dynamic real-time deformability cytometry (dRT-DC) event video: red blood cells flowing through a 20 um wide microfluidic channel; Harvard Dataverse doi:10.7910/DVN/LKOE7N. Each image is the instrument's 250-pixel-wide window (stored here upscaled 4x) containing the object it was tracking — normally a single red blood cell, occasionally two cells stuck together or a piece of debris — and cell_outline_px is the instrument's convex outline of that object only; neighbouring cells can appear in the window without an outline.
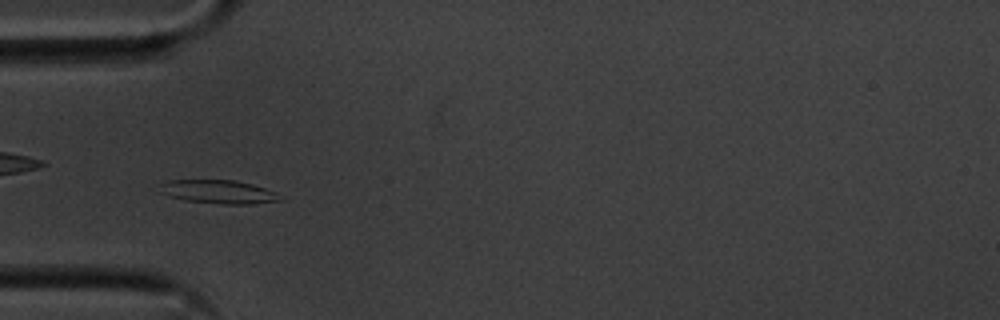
{"species": "common noctule bat (a hibernating species)", "species_latin": "Nyctalus noctula", "temperature_condition": "cold", "stored_images_in_passage": 52, "camera_frame_rate_fps": 3000, "um_per_image_px": 0.085, "animal": {"sex": "male", "body_mass_g": 20.1, "forearm_length_mm": 53.5}, "frame": {"image": 1, "passage_image": 13, "time_ms": 4.0, "image_size_px": [1000, 320], "cell_outline_px": [[284, 200], [252, 204], [220, 204], [184, 200], [160, 192], [156, 184], [168, 180], [236, 180], [252, 184], [276, 192]], "centroid_in_image_um": [18.55, 16.3], "position_along_channel_um": 66.5, "area_um2": 16.65}}
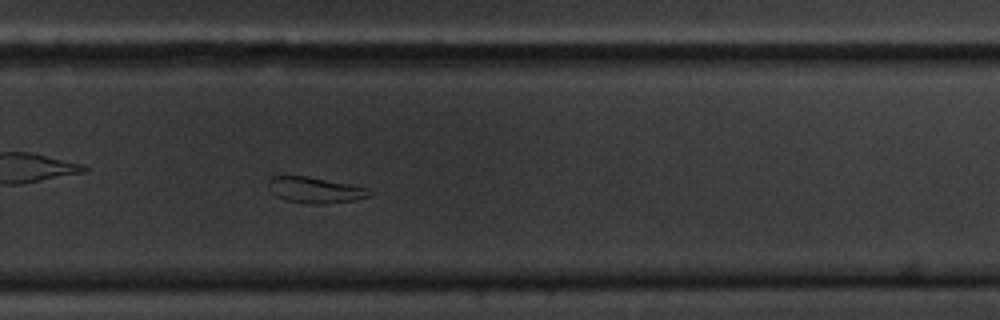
{"frame": {"image": 2, "passage_image": 33, "time_ms": 10.667, "image_size_px": [1000, 320], "cell_outline_px": [[372, 192], [368, 196], [356, 200], [324, 204], [308, 204], [284, 200], [276, 196], [272, 192], [268, 184], [268, 180], [272, 176], [308, 176], [368, 188]], "centroid_in_image_um": [26.76, 16.16], "position_along_channel_um": 303.0, "area_um2": 15.26}}
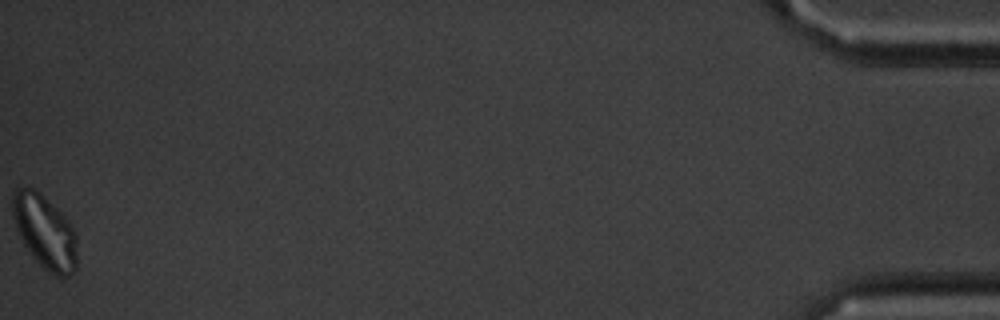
{"frame": {"image": 3, "passage_image": 52, "time_ms": 17.0, "image_size_px": [1000, 320], "cell_outline_px": [[76, 268], [64, 280], [48, 272], [32, 256], [24, 244], [20, 236], [12, 216], [12, 192], [16, 188], [36, 188], [68, 220], [76, 232]], "centroid_in_image_um": [3.81, 19.7], "position_along_channel_um": 431.4, "area_um2": 27.74}, "authors_computed_cell_mechanics": {"area_um2": 17.4267, "velocity_mm_per_s": 3.5491, "shape_relaxation_time_tau1_ms": 4.0013, "shape_relaxation_time_tau2_ms": null, "deformation_change_tau1": 0.1331, "deformation_change_tau2": null}}